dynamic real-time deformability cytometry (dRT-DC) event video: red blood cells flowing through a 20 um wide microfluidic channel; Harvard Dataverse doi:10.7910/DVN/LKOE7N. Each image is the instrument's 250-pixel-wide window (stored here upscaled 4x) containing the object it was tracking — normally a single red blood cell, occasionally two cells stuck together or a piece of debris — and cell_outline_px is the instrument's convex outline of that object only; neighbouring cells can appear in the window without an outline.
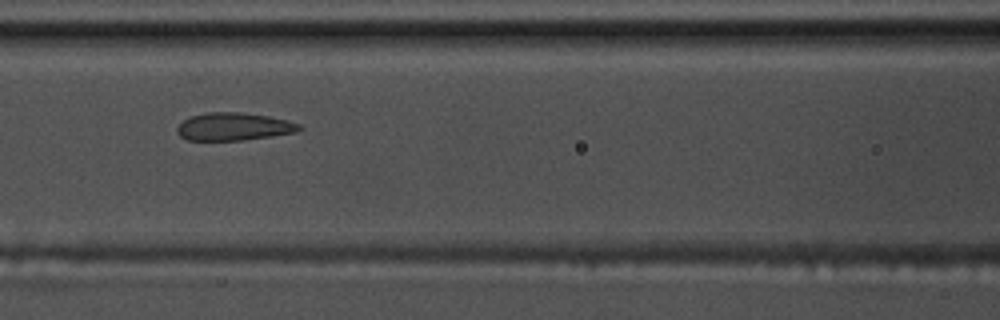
{"species": "common noctule bat (a hibernating species)", "species_latin": "Nyctalus noctula", "temperature_condition": "warm", "stored_images_in_passage": 9, "camera_frame_rate_fps": 3000, "um_per_image_px": 0.085, "animal": {"sex": "male", "body_mass_g": 17.5, "forearm_length_mm": 52.3}, "frame": {"image": 1, "passage_image": 6, "time_ms": 1.667, "image_size_px": [1000, 320], "cell_outline_px": [[304, 128], [296, 132], [272, 136], [244, 140], [188, 140], [180, 136], [176, 132], [176, 128], [184, 120], [192, 116], [208, 112], [240, 112], [268, 116], [300, 124]], "centroid_in_image_um": [19.87, 10.77], "position_along_channel_um": 146.7, "area_um2": 19.65}}
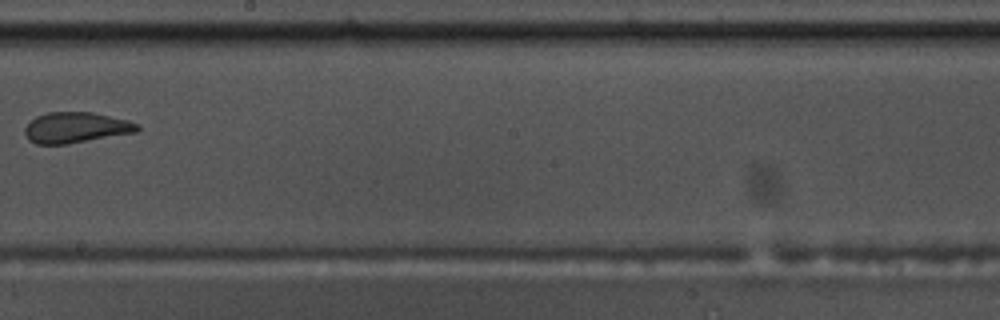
{"frame": {"image": 2, "passage_image": 8, "time_ms": 2.333, "image_size_px": [1000, 320], "cell_outline_px": [[140, 128], [136, 132], [64, 144], [36, 144], [28, 140], [24, 132], [24, 128], [36, 116], [48, 112], [92, 112], [128, 120], [140, 124]], "centroid_in_image_um": [6.44, 10.84], "position_along_channel_um": 241.8, "area_um2": 20.0}}
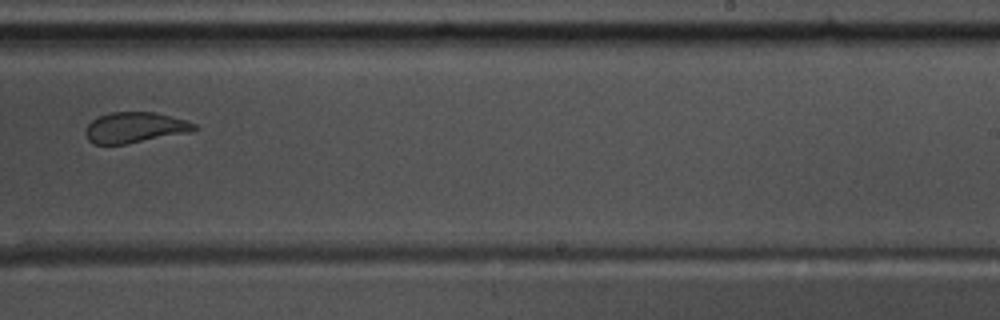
{"frame": {"image": 3, "passage_image": 9, "time_ms": 2.667, "image_size_px": [1000, 320], "cell_outline_px": [[200, 128], [192, 132], [124, 144], [92, 144], [88, 140], [84, 132], [88, 124], [92, 120], [108, 112], [156, 112], [184, 120], [196, 124]], "centroid_in_image_um": [11.47, 10.84], "position_along_channel_um": 277.5, "area_um2": 19.48}}